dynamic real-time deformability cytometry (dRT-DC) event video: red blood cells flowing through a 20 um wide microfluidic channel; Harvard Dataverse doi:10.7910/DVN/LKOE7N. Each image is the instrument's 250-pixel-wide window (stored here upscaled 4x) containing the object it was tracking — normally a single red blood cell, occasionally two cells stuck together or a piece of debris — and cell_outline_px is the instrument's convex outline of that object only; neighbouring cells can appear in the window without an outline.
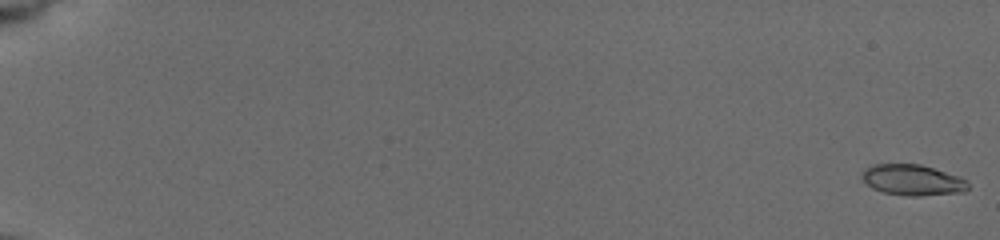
{"species": "common noctule bat (a hibernating species)", "species_latin": "Nyctalus noctula", "temperature_condition": "cold", "stored_images_in_passage": 18, "camera_frame_rate_fps": 3000, "um_per_image_px": 0.085, "animal": {"sex": "female", "body_mass_g": 19.5, "forearm_length_mm": 54.1}, "frame": {"image": 1, "passage_image": 1, "time_ms": 0.0, "image_size_px": [1000, 240], "cell_outline_px": [[968, 188], [964, 192], [920, 196], [908, 196], [884, 192], [872, 188], [864, 180], [864, 172], [868, 168], [876, 164], [920, 164], [968, 180]], "centroid_in_image_um": [77.61, 15.32], "position_along_channel_um": 7.4, "area_um2": 18.61}}